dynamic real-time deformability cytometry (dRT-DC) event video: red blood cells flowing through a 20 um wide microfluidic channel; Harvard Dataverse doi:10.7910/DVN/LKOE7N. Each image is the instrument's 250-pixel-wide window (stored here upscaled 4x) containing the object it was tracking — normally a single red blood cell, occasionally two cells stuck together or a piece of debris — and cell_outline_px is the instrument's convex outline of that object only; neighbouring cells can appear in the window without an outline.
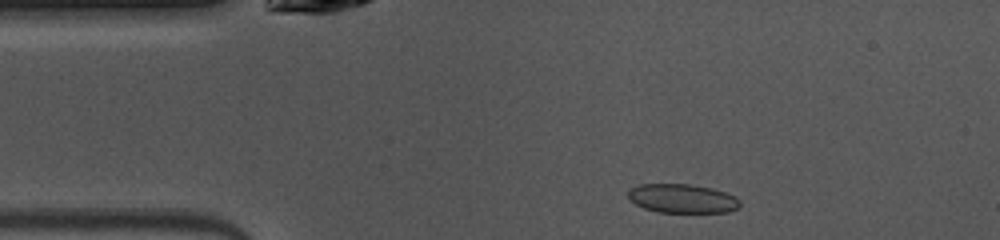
{"species": "common noctule bat (a hibernating species)", "species_latin": "Nyctalus noctula", "temperature_condition": "warm", "stored_images_in_passage": 42, "camera_frame_rate_fps": 3000, "um_per_image_px": 0.085, "animal": {"sex": "female", "body_mass_g": 10.0, "forearm_length_mm": 53.1}, "frame": {"image": 1, "passage_image": 2, "time_ms": 0.333, "image_size_px": [1000, 240], "cell_outline_px": [[740, 204], [736, 208], [728, 212], [656, 212], [644, 208], [628, 200], [628, 192], [632, 188], [640, 184], [688, 184], [712, 188], [736, 196], [740, 200]], "centroid_in_image_um": [57.98, 16.87], "position_along_channel_um": 27.0, "area_um2": 18.84}}
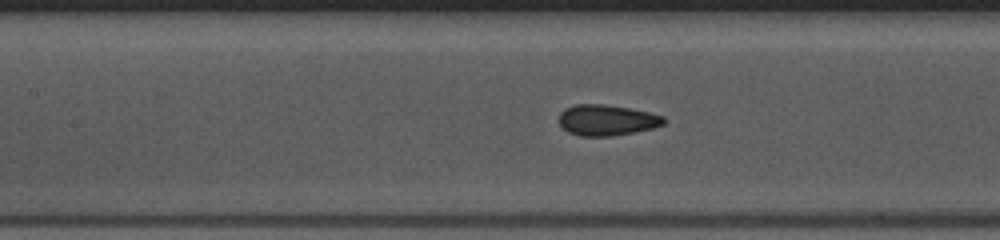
{"frame": {"image": 2, "passage_image": 14, "time_ms": 4.333, "image_size_px": [1000, 240], "cell_outline_px": [[664, 124], [652, 128], [612, 136], [580, 136], [568, 132], [560, 124], [560, 112], [564, 108], [576, 104], [604, 104], [628, 108], [648, 112], [664, 116]], "centroid_in_image_um": [51.55, 10.2], "position_along_channel_um": 155.8, "area_um2": 18.67}}
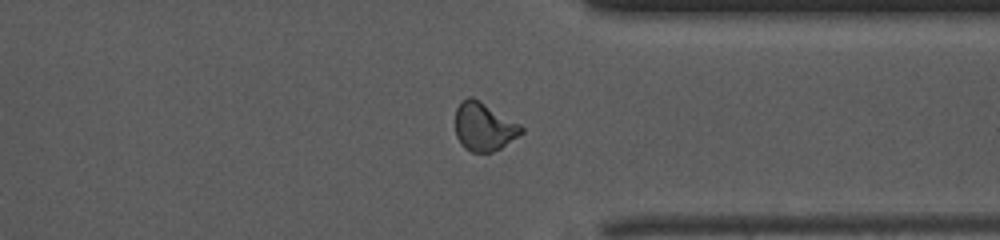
{"frame": {"image": 3, "passage_image": 30, "time_ms": 9.667, "image_size_px": [1000, 240], "cell_outline_px": [[524, 132], [500, 148], [492, 152], [472, 152], [464, 148], [460, 144], [456, 136], [456, 108], [460, 100], [468, 96], [472, 96], [520, 124], [524, 128]], "centroid_in_image_um": [41.11, 10.76], "position_along_channel_um": 370.3, "area_um2": 18.61}, "authors_computed_cell_mechanics": {"area_um2": 18.7272, "velocity_mm_per_s": 4.09, "shape_relaxation_time_tau1_ms": 11.2244, "shape_relaxation_time_tau2_ms": 1.0864, "deformation_change_tau1": 0.1754, "deformation_change_tau2": 0.0577}}